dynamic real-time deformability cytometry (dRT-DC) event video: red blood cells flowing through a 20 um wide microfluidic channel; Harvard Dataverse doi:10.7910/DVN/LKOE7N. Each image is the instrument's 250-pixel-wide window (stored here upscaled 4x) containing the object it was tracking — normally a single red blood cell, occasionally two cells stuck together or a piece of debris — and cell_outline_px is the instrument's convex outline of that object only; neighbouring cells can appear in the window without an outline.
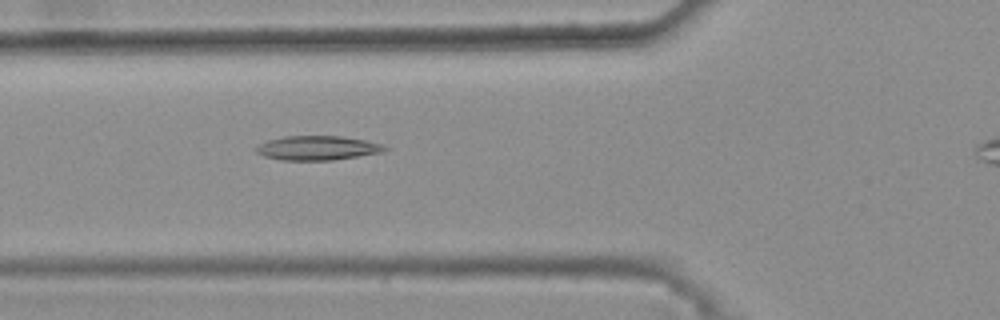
{"species": "common noctule bat (a hibernating species)", "species_latin": "Nyctalus noctula", "temperature_condition": "warm", "stored_images_in_passage": 38, "camera_frame_rate_fps": 3000, "um_per_image_px": 0.085, "animal": {"sex": "female", "body_mass_g": 25.1}, "frame": {"image": 1, "passage_image": 10, "time_ms": 3.0, "image_size_px": [1000, 320], "cell_outline_px": [[388, 148], [380, 152], [332, 160], [280, 160], [264, 156], [256, 152], [256, 148], [260, 144], [268, 140], [284, 136], [340, 136], [364, 140], [384, 144]], "centroid_in_image_um": [26.96, 12.57], "position_along_channel_um": 98.8, "area_um2": 17.98}}
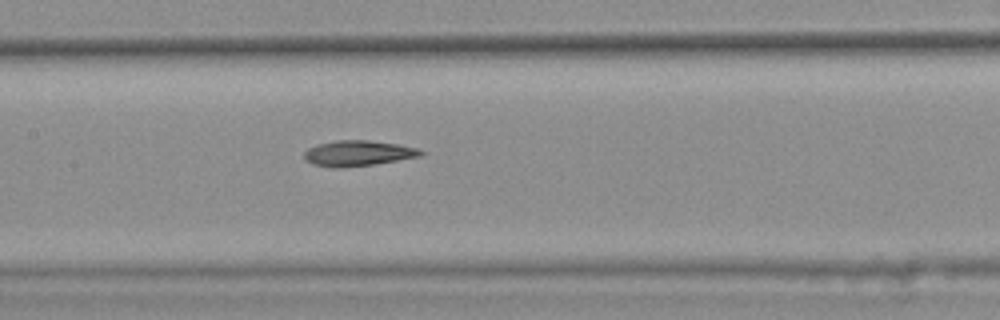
{"frame": {"image": 2, "passage_image": 16, "time_ms": 5.0, "image_size_px": [1000, 320], "cell_outline_px": [[424, 152], [420, 156], [372, 164], [340, 168], [336, 168], [312, 164], [304, 156], [304, 152], [308, 148], [316, 144], [336, 140], [368, 140], [396, 144], [420, 148]], "centroid_in_image_um": [30.41, 13.01], "position_along_channel_um": 177.0, "area_um2": 17.17}}
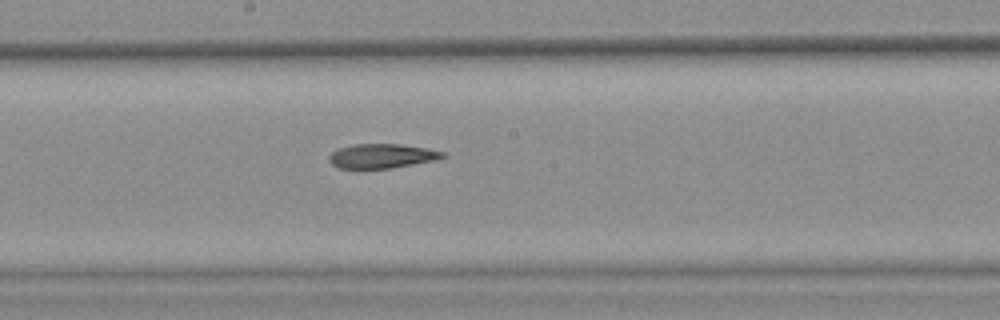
{"frame": {"image": 3, "passage_image": 19, "time_ms": 6.0, "image_size_px": [1000, 320], "cell_outline_px": [[448, 156], [432, 160], [392, 168], [340, 168], [332, 164], [328, 160], [328, 156], [332, 152], [340, 148], [352, 144], [400, 144], [428, 148], [444, 152]], "centroid_in_image_um": [32.45, 13.25], "position_along_channel_um": 215.8, "area_um2": 16.01}}